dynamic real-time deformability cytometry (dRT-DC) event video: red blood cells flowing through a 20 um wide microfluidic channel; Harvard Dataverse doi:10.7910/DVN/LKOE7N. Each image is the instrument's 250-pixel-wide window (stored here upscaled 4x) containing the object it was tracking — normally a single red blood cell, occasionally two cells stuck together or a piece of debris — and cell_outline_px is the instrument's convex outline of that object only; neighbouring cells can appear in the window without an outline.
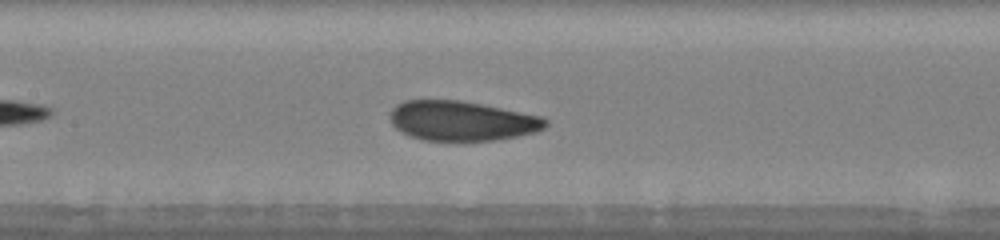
{"species": "human", "species_latin": "Homo sapiens", "temperature_condition": "warm", "stored_images_in_passage": 35, "camera_frame_rate_fps": 3000, "um_per_image_px": 0.085, "donor": {"sex": "male"}, "frame": {"image": 1, "passage_image": 11, "time_ms": 3.333, "image_size_px": [1000, 240], "cell_outline_px": [[548, 124], [544, 128], [536, 132], [516, 136], [492, 140], [424, 140], [400, 132], [392, 124], [392, 108], [396, 104], [404, 100], [460, 100], [540, 116], [548, 120]], "centroid_in_image_um": [39.24, 10.27], "position_along_channel_um": 168.2, "area_um2": 35.55}, "authors_computed_cell_mechanics": {"area_um2": 36.125, "velocity_mm_per_s": 3.96, "shape_relaxation_time_tau1_ms": 2.4381, "shape_relaxation_time_tau2_ms": 1.1762, "deformation_change_tau1": 0.1203, "deformation_change_tau2": 0.0675}}